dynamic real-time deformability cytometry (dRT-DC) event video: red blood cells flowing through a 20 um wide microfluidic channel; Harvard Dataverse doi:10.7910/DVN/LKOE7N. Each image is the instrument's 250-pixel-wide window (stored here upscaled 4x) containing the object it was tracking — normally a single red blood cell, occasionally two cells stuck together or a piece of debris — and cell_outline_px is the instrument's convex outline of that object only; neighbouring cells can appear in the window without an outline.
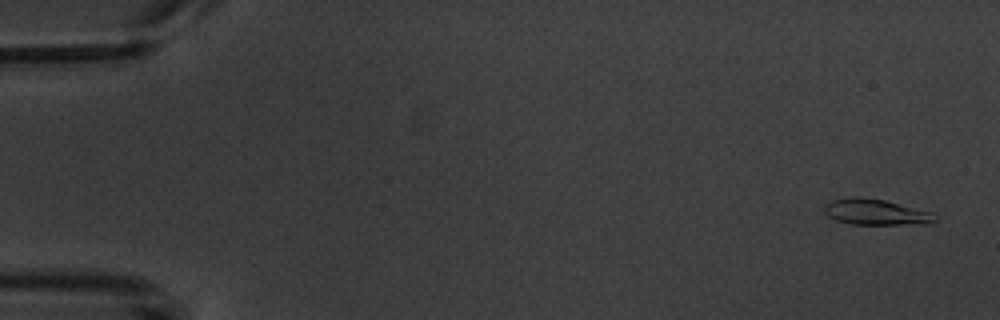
{"species": "common noctule bat (a hibernating species)", "species_latin": "Nyctalus noctula", "temperature_condition": "warm", "stored_images_in_passage": 5, "camera_frame_rate_fps": 3000, "um_per_image_px": 0.085, "animal": {"sex": "male", "body_mass_g": 20.1, "forearm_length_mm": 53.5}, "frame": {"image": 1, "passage_image": 1, "time_ms": 0.0, "image_size_px": [1000, 320], "cell_outline_px": [[940, 220], [932, 224], [852, 224], [836, 220], [828, 216], [824, 212], [824, 204], [832, 200], [852, 196], [884, 200], [932, 212]], "centroid_in_image_um": [74.48, 18.03], "position_along_channel_um": 10.5, "area_um2": 16.76}}